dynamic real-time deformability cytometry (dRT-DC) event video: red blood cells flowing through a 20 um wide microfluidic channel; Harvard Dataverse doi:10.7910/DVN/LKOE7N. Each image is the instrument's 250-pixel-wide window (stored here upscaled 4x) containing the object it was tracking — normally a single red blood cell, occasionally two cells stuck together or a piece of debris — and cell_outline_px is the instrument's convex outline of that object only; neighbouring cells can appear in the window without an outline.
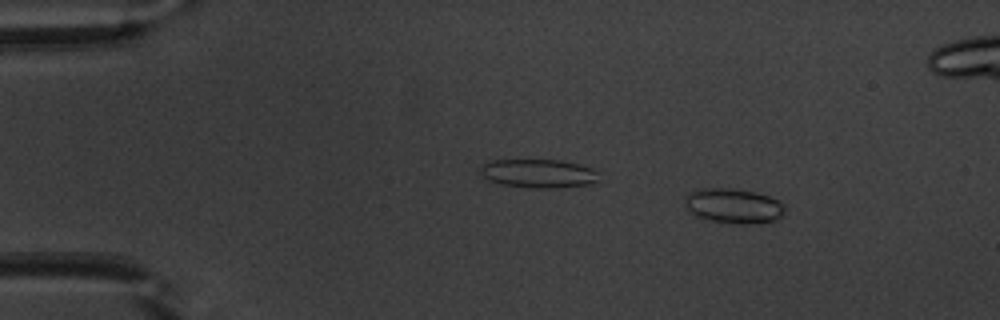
{"species": "common noctule bat (a hibernating species)", "species_latin": "Nyctalus noctula", "temperature_condition": "warm", "stored_images_in_passage": 50, "camera_frame_rate_fps": 3000, "um_per_image_px": 0.085, "animal": {"sex": "male", "body_mass_g": 20.1, "forearm_length_mm": 53.5}, "frame": {"image": 1, "passage_image": 4, "time_ms": 1.0, "image_size_px": [1000, 320], "cell_outline_px": [[784, 212], [776, 220], [744, 224], [740, 224], [712, 220], [696, 216], [688, 212], [684, 196], [696, 188], [732, 188], [756, 192], [768, 196], [776, 200], [784, 208]], "centroid_in_image_um": [62.28, 17.48], "position_along_channel_um": 22.7, "area_um2": 20.11}}
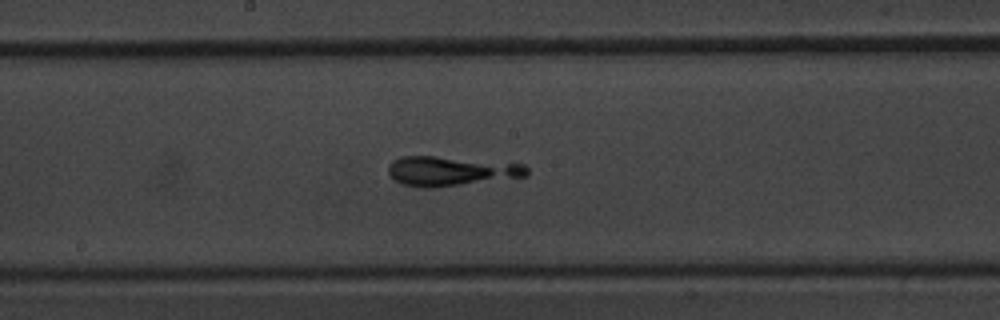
{"frame": {"image": 2, "passage_image": 25, "time_ms": 8.0, "image_size_px": [1000, 320], "cell_outline_px": [[528, 176], [432, 188], [424, 188], [404, 184], [396, 180], [388, 172], [388, 164], [392, 160], [400, 156], [436, 156], [524, 164], [528, 168]], "centroid_in_image_um": [38.31, 14.53], "position_along_channel_um": 209.9, "area_um2": 23.76}}
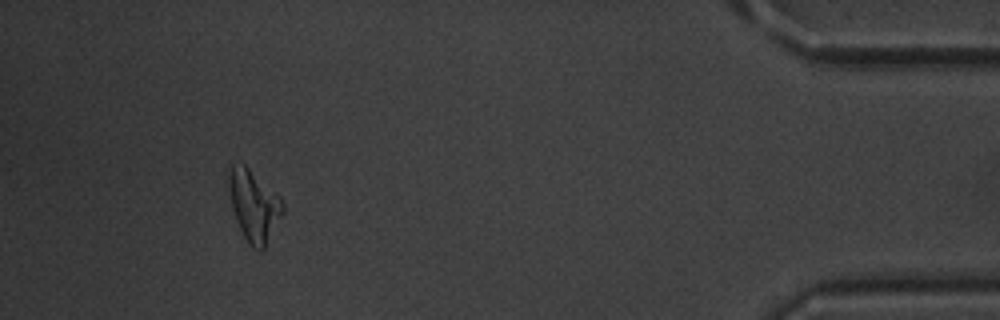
{"frame": {"image": 3, "passage_image": 45, "time_ms": 14.667, "image_size_px": [1000, 320], "cell_outline_px": [[284, 212], [264, 252], [260, 252], [252, 248], [248, 244], [236, 220], [232, 208], [228, 184], [228, 172], [232, 164], [244, 164], [280, 196], [284, 204]], "centroid_in_image_um": [21.6, 17.53], "position_along_channel_um": 413.6, "area_um2": 22.66}}